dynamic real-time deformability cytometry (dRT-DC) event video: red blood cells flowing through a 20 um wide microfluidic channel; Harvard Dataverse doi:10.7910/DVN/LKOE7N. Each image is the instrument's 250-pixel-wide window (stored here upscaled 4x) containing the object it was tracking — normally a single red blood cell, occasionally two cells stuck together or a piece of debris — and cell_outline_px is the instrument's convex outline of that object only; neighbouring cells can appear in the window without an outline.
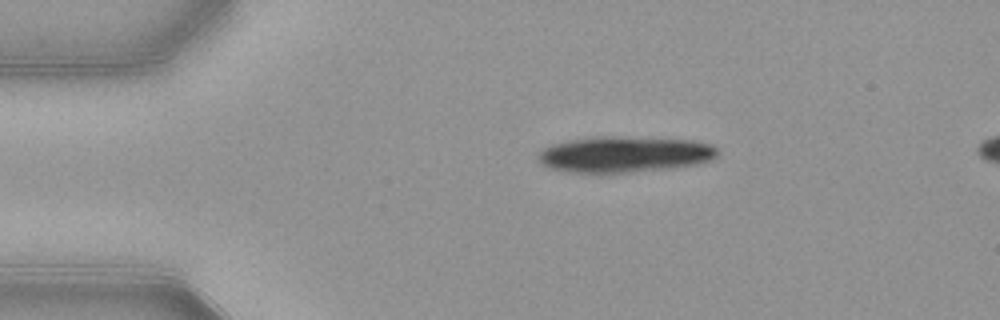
{"species": "common noctule bat (a hibernating species)", "species_latin": "Nyctalus noctula", "temperature_condition": "warm", "stored_images_in_passage": 8, "camera_frame_rate_fps": 3000, "um_per_image_px": 0.085, "animal": {"sex": "female", "body_mass_g": 21.9}, "frame": {"image": 1, "passage_image": 1, "time_ms": 0.0, "image_size_px": [1000, 320], "cell_outline_px": [[720, 152], [712, 160], [696, 164], [676, 168], [628, 172], [568, 172], [548, 168], [540, 164], [536, 156], [544, 148], [552, 144], [568, 140], [596, 136], [612, 136], [696, 140], [712, 144]], "centroid_in_image_um": [53.09, 13.11], "position_along_channel_um": 31.9, "area_um2": 38.03}}